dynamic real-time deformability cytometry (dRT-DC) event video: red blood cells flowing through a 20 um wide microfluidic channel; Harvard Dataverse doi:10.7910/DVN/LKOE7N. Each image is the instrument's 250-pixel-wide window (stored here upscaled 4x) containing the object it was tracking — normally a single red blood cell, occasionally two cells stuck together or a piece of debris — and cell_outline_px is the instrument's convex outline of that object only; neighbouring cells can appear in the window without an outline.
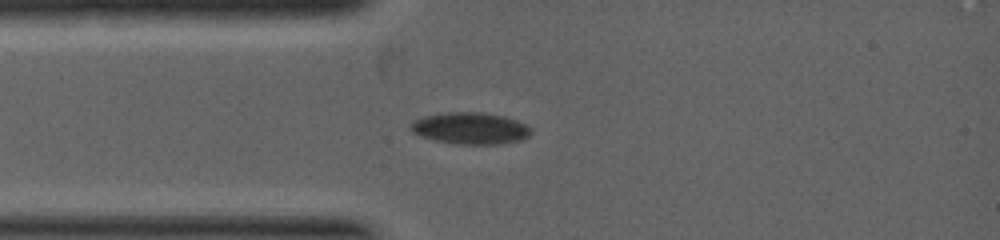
{"species": "common noctule bat (a hibernating species)", "species_latin": "Nyctalus noctula", "temperature_condition": "warm", "stored_images_in_passage": 3, "camera_frame_rate_fps": 5000, "um_per_image_px": 0.085, "animal": {"sex": "female", "body_mass_g": 19.0, "forearm_length_mm": 53.3}, "frame": {"image": 1, "passage_image": 3, "time_ms": 1.0, "image_size_px": [1000, 240], "cell_outline_px": [[532, 132], [528, 136], [520, 140], [500, 144], [456, 144], [436, 140], [412, 132], [408, 128], [408, 124], [424, 116], [448, 112], [484, 112], [504, 116], [516, 120], [532, 128]], "centroid_in_image_um": [39.99, 10.9], "position_along_channel_um": 45.0, "area_um2": 22.2}}